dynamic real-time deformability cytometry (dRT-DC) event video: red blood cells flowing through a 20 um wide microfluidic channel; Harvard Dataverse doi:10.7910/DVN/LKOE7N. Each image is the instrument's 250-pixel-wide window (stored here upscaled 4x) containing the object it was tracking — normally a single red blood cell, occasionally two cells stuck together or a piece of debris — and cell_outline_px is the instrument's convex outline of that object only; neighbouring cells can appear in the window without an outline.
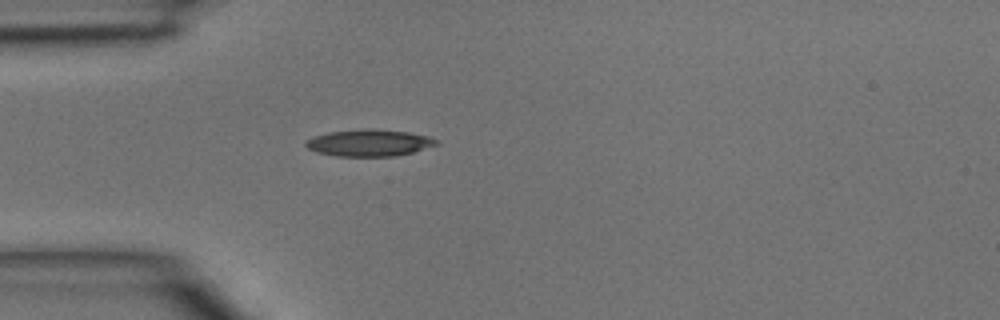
{"species": "common noctule bat (a hibernating species)", "species_latin": "Nyctalus noctula", "temperature_condition": "room temperature", "stored_images_in_passage": 1, "camera_frame_rate_fps": 3000, "um_per_image_px": 0.085, "animal": {"sex": "male", "body_mass_g": 15.6}, "frame": {"image": 1, "passage_image": 1, "time_ms": 0.0, "image_size_px": [1000, 320], "cell_outline_px": [[440, 144], [412, 152], [396, 156], [336, 156], [316, 152], [308, 148], [304, 144], [308, 140], [316, 136], [328, 132], [368, 128], [372, 128], [408, 132], [428, 136], [436, 140]], "centroid_in_image_um": [31.39, 12.14], "position_along_channel_um": 53.6, "area_um2": 20.29}}